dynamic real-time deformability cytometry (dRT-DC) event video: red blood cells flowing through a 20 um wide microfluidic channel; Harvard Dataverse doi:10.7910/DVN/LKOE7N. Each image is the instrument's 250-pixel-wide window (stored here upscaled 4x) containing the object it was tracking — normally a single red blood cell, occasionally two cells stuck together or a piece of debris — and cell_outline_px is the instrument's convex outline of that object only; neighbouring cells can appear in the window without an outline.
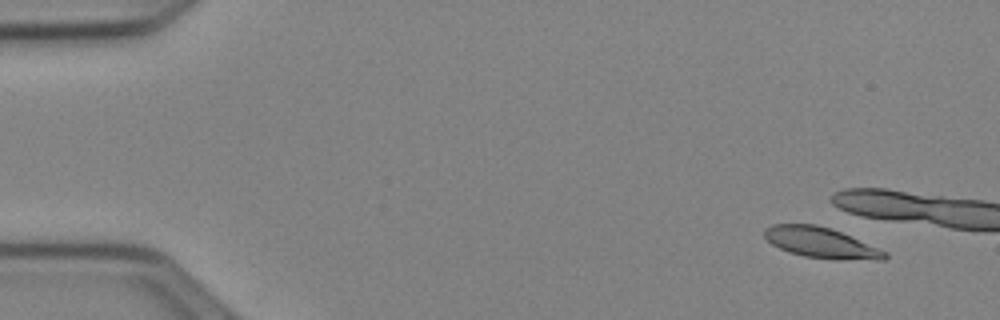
{"species": "Egyptian fruit bat (a non-hibernating species)", "species_latin": "Rousettus aegyptiacus", "temperature_condition": "cold", "stored_images_in_passage": 5, "camera_frame_rate_fps": 3000, "um_per_image_px": 0.085, "animal": {"sex": "female"}, "frame": {"image": 1, "passage_image": 1, "time_ms": 0.0, "image_size_px": [1000, 320], "cell_outline_px": [[888, 256], [884, 260], [880, 260], [804, 256], [780, 248], [772, 244], [764, 236], [764, 228], [772, 224], [816, 224], [832, 228], [888, 252]], "centroid_in_image_um": [69.77, 20.59], "position_along_channel_um": 15.2, "area_um2": 20.92}}